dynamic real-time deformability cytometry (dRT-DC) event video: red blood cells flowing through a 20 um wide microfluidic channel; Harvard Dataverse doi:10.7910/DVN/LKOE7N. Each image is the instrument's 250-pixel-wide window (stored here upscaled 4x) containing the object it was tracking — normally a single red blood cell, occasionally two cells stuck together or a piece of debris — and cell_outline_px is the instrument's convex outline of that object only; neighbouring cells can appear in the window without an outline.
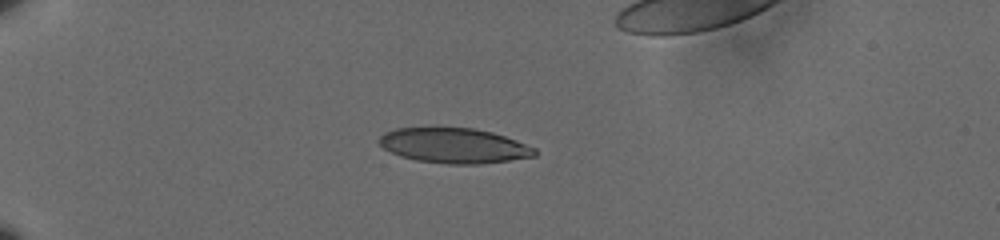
{"species": "human", "species_latin": "Homo sapiens", "temperature_condition": "cold", "stored_images_in_passage": 40, "camera_frame_rate_fps": 3000, "um_per_image_px": 0.085, "donor": {"sex": "male"}, "frame": {"image": 1, "passage_image": 1, "time_ms": 0.0, "image_size_px": [1000, 240], "cell_outline_px": [[536, 156], [480, 164], [448, 164], [416, 160], [400, 156], [384, 148], [376, 140], [384, 132], [396, 128], [472, 128], [492, 132], [516, 140], [536, 148]], "centroid_in_image_um": [38.58, 12.38], "position_along_channel_um": 46.4, "area_um2": 31.67}}
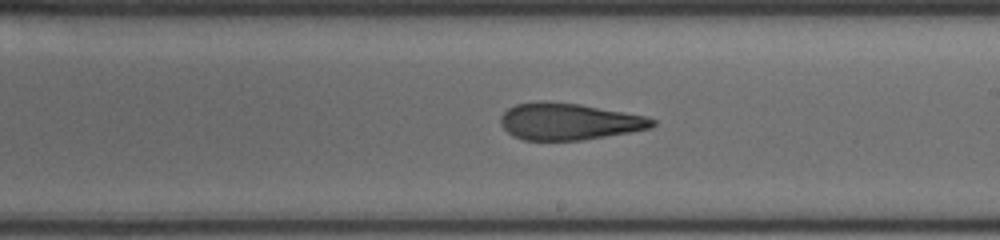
{"frame": {"image": 2, "passage_image": 21, "time_ms": 6.667, "image_size_px": [1000, 240], "cell_outline_px": [[656, 124], [652, 128], [580, 140], [524, 140], [512, 136], [500, 124], [500, 116], [508, 108], [516, 104], [540, 100], [544, 100], [580, 104], [648, 116], [656, 120]], "centroid_in_image_um": [48.35, 10.31], "position_along_channel_um": 240.7, "area_um2": 32.66}}
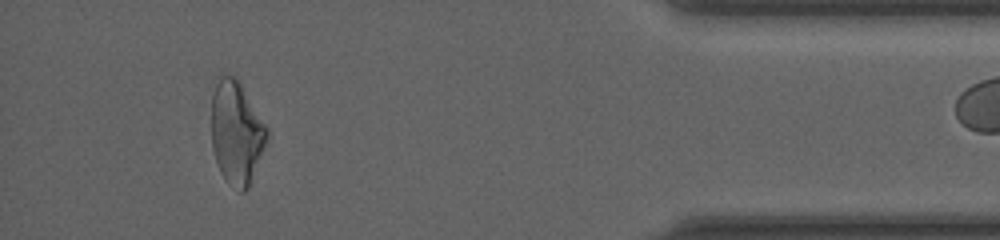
{"frame": {"image": 3, "passage_image": 39, "time_ms": 12.667, "image_size_px": [1000, 240], "cell_outline_px": [[268, 132], [264, 144], [248, 188], [244, 192], [240, 192], [228, 184], [224, 180], [220, 172], [216, 160], [212, 144], [212, 96], [216, 76], [232, 76], [240, 80], [268, 128]], "centroid_in_image_um": [20.07, 11.23], "position_along_channel_um": 415.1, "area_um2": 33.23}}